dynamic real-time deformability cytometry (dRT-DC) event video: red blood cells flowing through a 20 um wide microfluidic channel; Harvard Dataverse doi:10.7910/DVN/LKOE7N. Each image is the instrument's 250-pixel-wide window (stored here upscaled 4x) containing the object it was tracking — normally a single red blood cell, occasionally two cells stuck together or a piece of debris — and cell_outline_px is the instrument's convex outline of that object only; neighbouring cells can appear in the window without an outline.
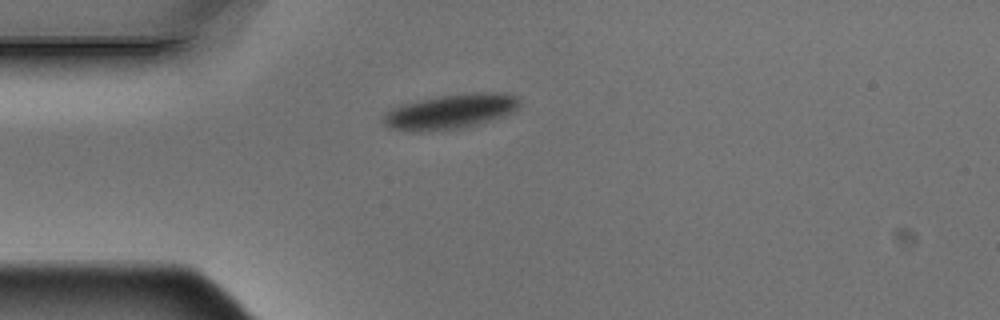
{"species": "Egyptian fruit bat (a non-hibernating species)", "species_latin": "Rousettus aegyptiacus", "temperature_condition": "warm", "stored_images_in_passage": 7, "camera_frame_rate_fps": 3000, "um_per_image_px": 0.085, "animal": {"sex": "male"}, "frame": {"image": 1, "passage_image": 1, "time_ms": 0.0, "image_size_px": [1000, 320], "cell_outline_px": [[520, 104], [516, 112], [492, 120], [464, 128], [388, 128], [384, 124], [384, 116], [392, 108], [400, 104], [440, 96], [472, 92], [504, 92], [520, 96]], "centroid_in_image_um": [38.48, 9.41], "position_along_channel_um": 46.5, "area_um2": 26.88}}
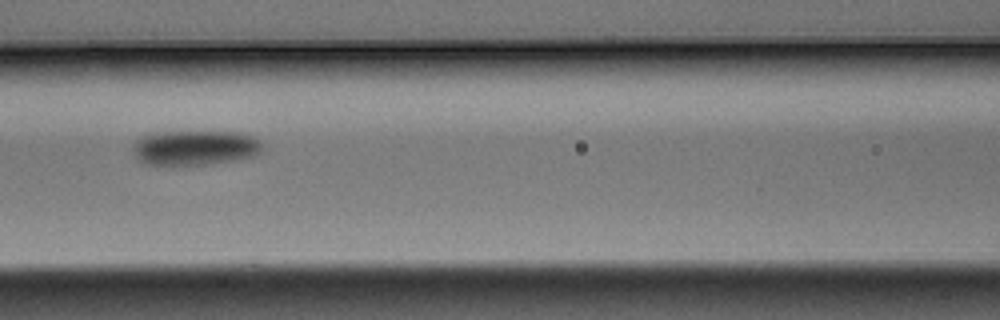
{"frame": {"image": 2, "passage_image": 4, "time_ms": 1.0, "image_size_px": [1000, 320], "cell_outline_px": [[264, 144], [260, 152], [256, 156], [236, 160], [212, 164], [148, 164], [136, 160], [132, 148], [136, 140], [140, 136], [152, 132], [240, 132], [252, 136], [260, 140]], "centroid_in_image_um": [16.58, 12.55], "position_along_channel_um": 150.0, "area_um2": 26.59}}
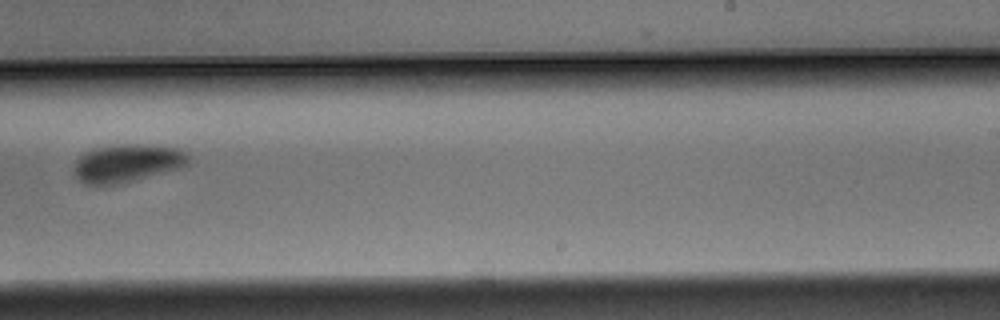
{"frame": {"image": 3, "passage_image": 7, "time_ms": 2.0, "image_size_px": [1000, 320], "cell_outline_px": [[188, 164], [180, 168], [116, 184], [84, 184], [76, 176], [72, 168], [76, 160], [84, 152], [92, 148], [120, 144], [148, 144], [180, 148], [188, 156]], "centroid_in_image_um": [10.78, 13.84], "position_along_channel_um": 278.2, "area_um2": 25.26}}